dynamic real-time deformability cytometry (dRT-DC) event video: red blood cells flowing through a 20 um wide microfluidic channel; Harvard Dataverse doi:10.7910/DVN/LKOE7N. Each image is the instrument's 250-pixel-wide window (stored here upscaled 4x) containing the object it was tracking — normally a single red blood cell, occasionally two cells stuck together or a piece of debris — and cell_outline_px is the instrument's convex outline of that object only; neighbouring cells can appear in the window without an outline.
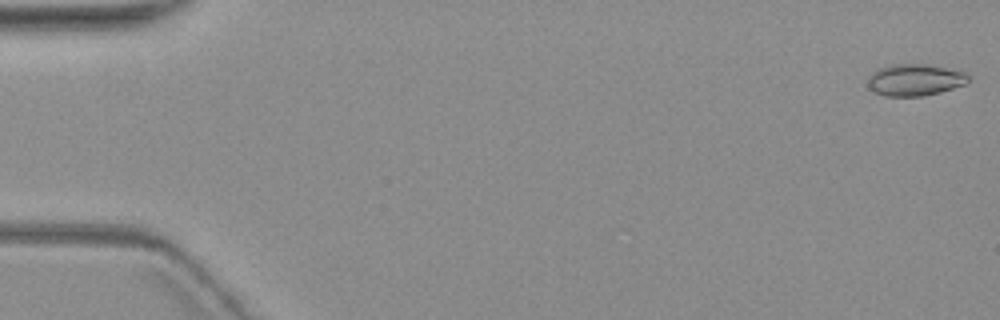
{"species": "common noctule bat (a hibernating species)", "species_latin": "Nyctalus noctula", "temperature_condition": "warm", "stored_images_in_passage": 5, "camera_frame_rate_fps": 3000, "um_per_image_px": 0.085, "animal": {"sex": "female", "body_mass_g": 19.3, "forearm_length_mm": 54.1}, "frame": {"image": 1, "passage_image": 1, "time_ms": 0.0, "image_size_px": [1000, 320], "cell_outline_px": [[968, 84], [940, 92], [924, 96], [884, 96], [868, 88], [868, 76], [880, 68], [892, 64], [928, 64], [964, 72], [968, 76]], "centroid_in_image_um": [77.77, 6.8], "position_along_channel_um": 7.2, "area_um2": 18.61}}
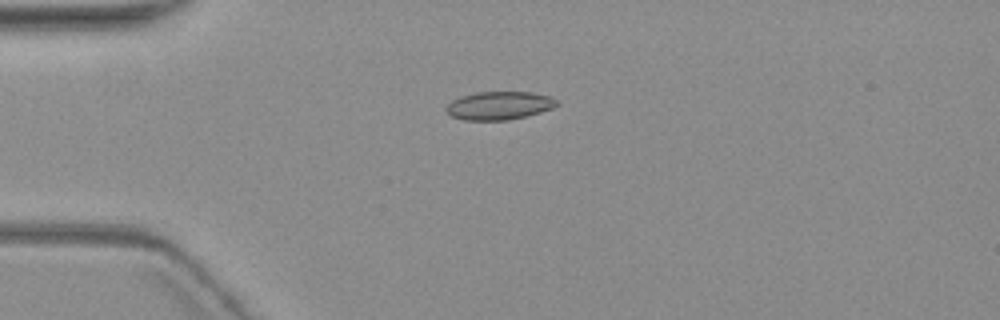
{"frame": {"image": 2, "passage_image": 5, "time_ms": 4.667, "image_size_px": [1000, 320], "cell_outline_px": [[560, 104], [552, 108], [528, 116], [508, 120], [464, 120], [452, 116], [444, 108], [452, 100], [460, 96], [476, 92], [532, 92], [548, 96], [556, 100]], "centroid_in_image_um": [42.43, 8.97], "position_along_channel_um": 42.6, "area_um2": 18.21}}